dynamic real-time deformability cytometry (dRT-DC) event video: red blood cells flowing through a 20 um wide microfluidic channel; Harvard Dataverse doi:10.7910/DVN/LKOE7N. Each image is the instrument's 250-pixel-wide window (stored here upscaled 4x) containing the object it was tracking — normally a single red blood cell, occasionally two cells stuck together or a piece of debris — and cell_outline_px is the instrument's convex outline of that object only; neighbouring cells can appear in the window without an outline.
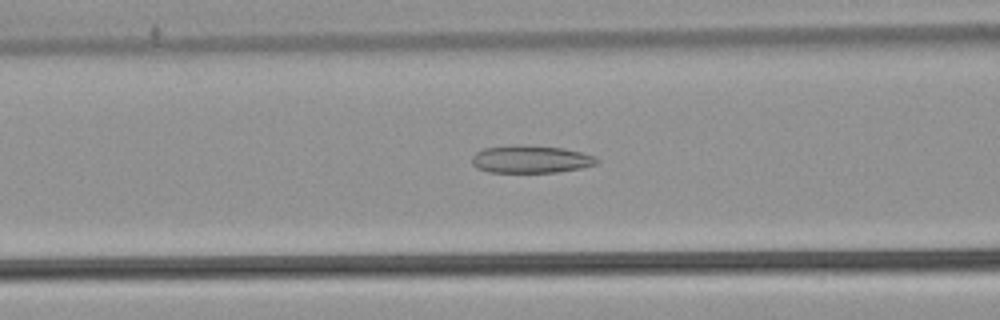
{"species": "common noctule bat (a hibernating species)", "species_latin": "Nyctalus noctula", "temperature_condition": "warm", "stored_images_in_passage": 50, "camera_frame_rate_fps": 3000, "um_per_image_px": 0.085, "animal": {"sex": "male", "body_mass_g": 21.5, "forearm_length_mm": 52.0}, "frame": {"image": 1, "passage_image": 19, "time_ms": 6.0, "image_size_px": [1000, 320], "cell_outline_px": [[600, 160], [596, 164], [580, 168], [556, 172], [488, 172], [476, 168], [472, 164], [472, 156], [476, 152], [484, 148], [516, 144], [528, 144], [564, 148], [584, 152], [596, 156]], "centroid_in_image_um": [45.13, 13.51], "position_along_channel_um": 121.5, "area_um2": 20.46}}
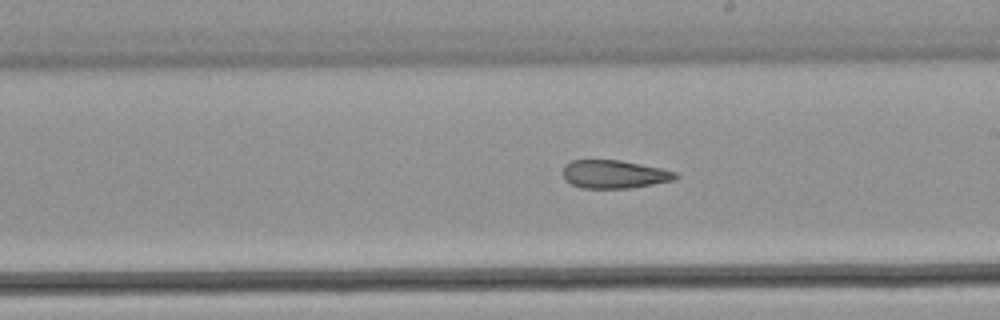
{"frame": {"image": 2, "passage_image": 28, "time_ms": 9.0, "image_size_px": [1000, 320], "cell_outline_px": [[680, 176], [672, 180], [632, 188], [580, 188], [564, 180], [564, 164], [572, 160], [620, 160], [660, 168], [676, 172]], "centroid_in_image_um": [52.19, 14.81], "position_along_channel_um": 236.8, "area_um2": 18.44}}
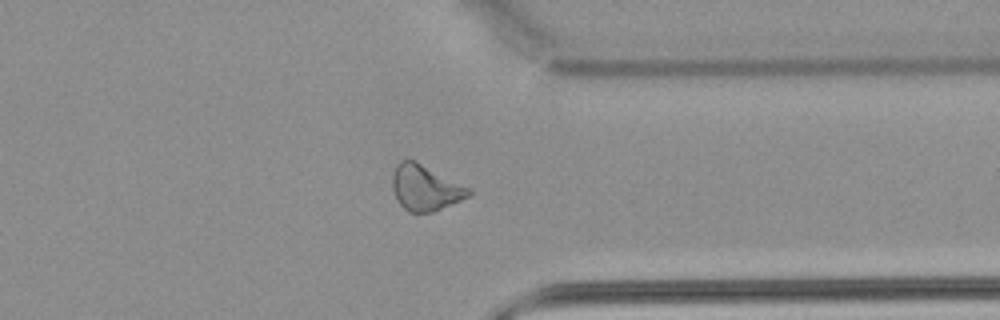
{"frame": {"image": 3, "passage_image": 39, "time_ms": 12.667, "image_size_px": [1000, 320], "cell_outline_px": [[472, 192], [468, 196], [460, 200], [432, 212], [408, 212], [400, 204], [392, 188], [392, 172], [396, 164], [400, 160], [416, 160], [472, 188]], "centroid_in_image_um": [36.15, 15.93], "position_along_channel_um": 375.3, "area_um2": 20.4}, "authors_computed_cell_mechanics": {"area_um2": 20.519, "velocity_mm_per_s": 3.8549, "shape_relaxation_time_tau1_ms": null, "shape_relaxation_time_tau2_ms": 4.402, "deformation_change_tau1": null, "deformation_change_tau2": 0.1275}}